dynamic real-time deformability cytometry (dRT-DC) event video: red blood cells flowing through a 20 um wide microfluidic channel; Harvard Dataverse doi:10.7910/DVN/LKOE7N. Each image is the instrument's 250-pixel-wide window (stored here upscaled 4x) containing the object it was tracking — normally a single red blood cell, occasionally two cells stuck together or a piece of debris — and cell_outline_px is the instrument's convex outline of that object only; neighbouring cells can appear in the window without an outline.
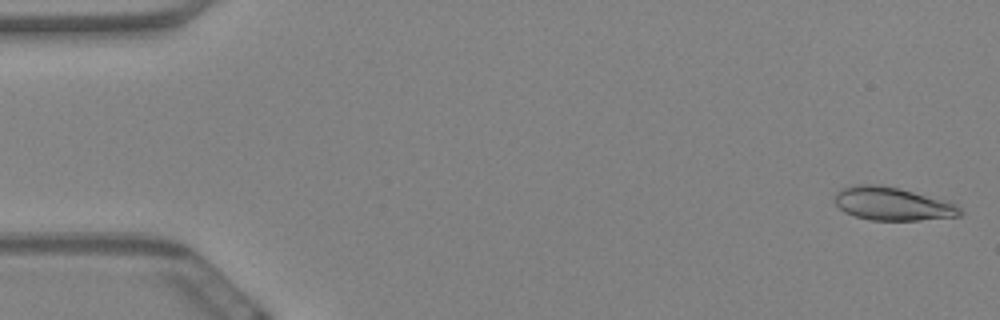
{"species": "Egyptian fruit bat (a non-hibernating species)", "species_latin": "Rousettus aegyptiacus", "temperature_condition": "warm", "stored_images_in_passage": 60, "camera_frame_rate_fps": 3000, "um_per_image_px": 0.085, "animal": {"sex": "female"}, "frame": {"image": 1, "passage_image": 2, "time_ms": 0.333, "image_size_px": [1000, 320], "cell_outline_px": [[964, 212], [960, 216], [920, 220], [868, 220], [844, 212], [836, 204], [836, 192], [844, 188], [856, 184], [880, 184], [900, 188], [956, 204]], "centroid_in_image_um": [75.86, 17.33], "position_along_channel_um": 9.1, "area_um2": 24.1}}
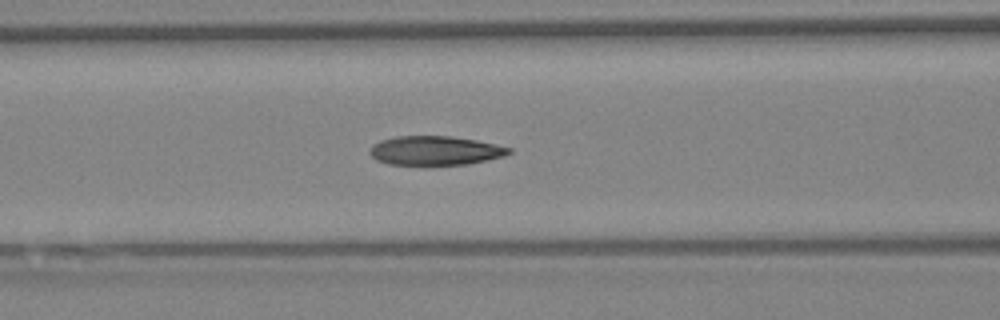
{"frame": {"image": 2, "passage_image": 25, "time_ms": 8.0, "image_size_px": [1000, 320], "cell_outline_px": [[512, 152], [504, 156], [488, 160], [468, 164], [388, 164], [376, 160], [368, 152], [372, 144], [380, 140], [396, 136], [452, 136], [476, 140], [496, 144], [512, 148]], "centroid_in_image_um": [36.99, 12.79], "position_along_channel_um": 129.6, "area_um2": 23.64}}
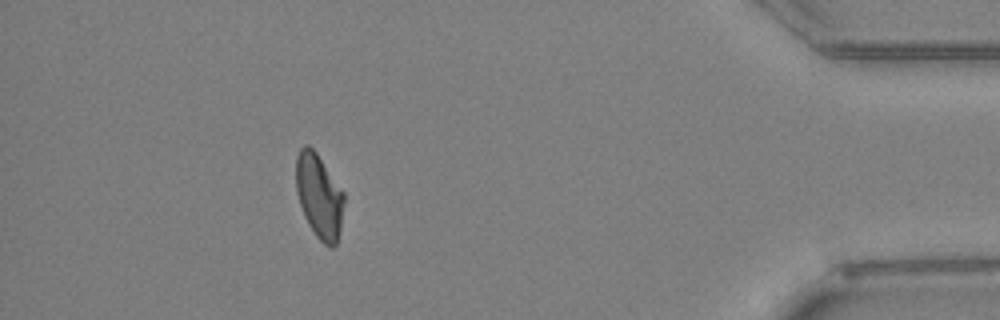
{"frame": {"image": 3, "passage_image": 54, "time_ms": 17.667, "image_size_px": [1000, 320], "cell_outline_px": [[344, 200], [340, 228], [336, 244], [332, 248], [328, 248], [316, 236], [308, 224], [304, 216], [296, 192], [296, 156], [300, 148], [304, 144], [308, 144], [316, 152], [344, 192]], "centroid_in_image_um": [27.11, 16.66], "position_along_channel_um": 408.1, "area_um2": 23.58}, "authors_computed_cell_mechanics": {"area_um2": 24.0448, "velocity_mm_per_s": 3.4291, "shape_relaxation_time_tau1_ms": 7.727, "shape_relaxation_time_tau2_ms": 2.3437, "deformation_change_tau1": 0.1971, "deformation_change_tau2": 0.0839}}